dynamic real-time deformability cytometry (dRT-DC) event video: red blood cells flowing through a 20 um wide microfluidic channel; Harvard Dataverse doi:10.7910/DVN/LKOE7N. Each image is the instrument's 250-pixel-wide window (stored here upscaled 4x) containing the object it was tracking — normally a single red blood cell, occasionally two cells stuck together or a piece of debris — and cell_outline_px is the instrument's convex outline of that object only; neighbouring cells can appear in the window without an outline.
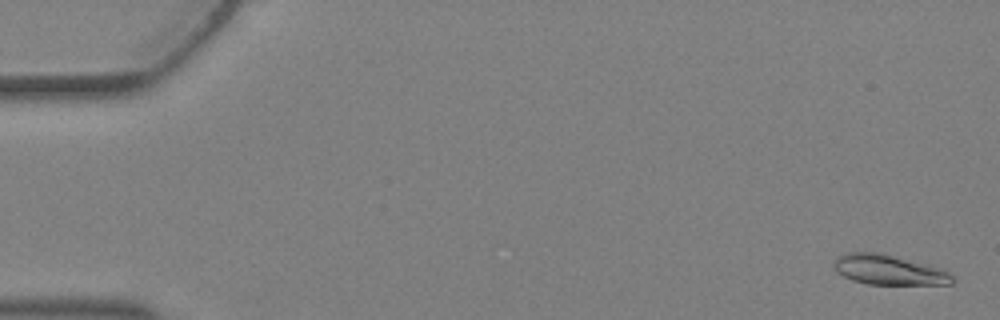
{"species": "Egyptian fruit bat (a non-hibernating species)", "species_latin": "Rousettus aegyptiacus", "temperature_condition": "warm", "stored_images_in_passage": 4, "camera_frame_rate_fps": 3000, "um_per_image_px": 0.085, "animal": {"sex": "female"}, "frame": {"image": 1, "passage_image": 1, "time_ms": 0.0, "image_size_px": [1000, 320], "cell_outline_px": [[952, 284], [868, 284], [852, 280], [836, 272], [832, 264], [844, 252], [880, 252], [944, 268], [952, 276]], "centroid_in_image_um": [75.54, 22.92], "position_along_channel_um": 9.5, "area_um2": 20.75}}
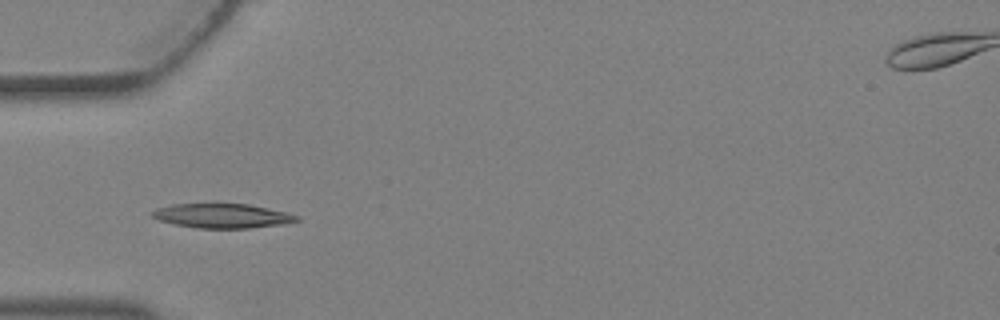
{"frame": {"image": 2, "passage_image": 4, "time_ms": 1.0, "image_size_px": [1000, 320], "cell_outline_px": [[300, 220], [280, 224], [248, 228], [196, 228], [176, 224], [160, 220], [152, 216], [152, 212], [156, 208], [172, 204], [248, 204], [288, 212], [300, 216]], "centroid_in_image_um": [18.92, 18.34], "position_along_channel_um": 66.1, "area_um2": 20.35}}